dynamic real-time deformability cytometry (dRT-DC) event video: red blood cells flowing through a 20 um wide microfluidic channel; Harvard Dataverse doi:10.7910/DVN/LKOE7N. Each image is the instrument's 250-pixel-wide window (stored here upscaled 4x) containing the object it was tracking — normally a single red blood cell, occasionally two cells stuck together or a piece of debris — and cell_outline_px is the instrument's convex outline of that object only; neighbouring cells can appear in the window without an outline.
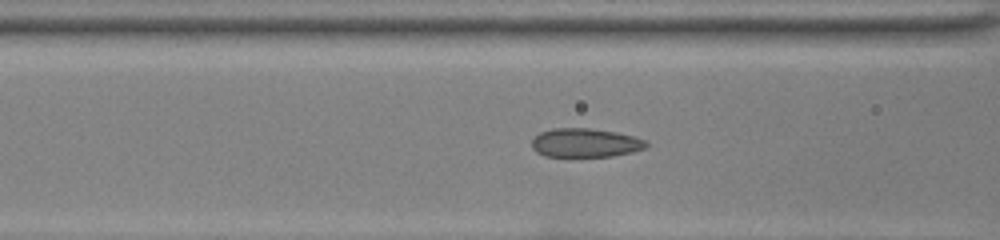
{"species": "common noctule bat (a hibernating species)", "species_latin": "Nyctalus noctula", "temperature_condition": "room temperature", "stored_images_in_passage": 41, "camera_frame_rate_fps": 3000, "um_per_image_px": 0.085, "animal": {"sex": "female", "body_mass_g": 22.0, "forearm_length_mm": 56.7}, "frame": {"image": 1, "passage_image": 17, "time_ms": 5.333, "image_size_px": [1000, 240], "cell_outline_px": [[648, 144], [644, 148], [632, 152], [612, 156], [544, 156], [536, 152], [532, 148], [532, 140], [540, 132], [552, 128], [588, 128], [616, 132], [632, 136], [644, 140]], "centroid_in_image_um": [49.71, 12.14], "position_along_channel_um": 116.9, "area_um2": 19.07}}
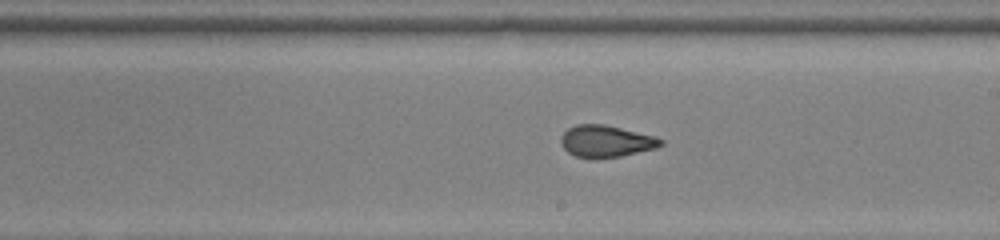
{"frame": {"image": 2, "passage_image": 26, "time_ms": 8.333, "image_size_px": [1000, 240], "cell_outline_px": [[664, 144], [656, 148], [620, 156], [596, 160], [576, 156], [568, 152], [564, 148], [560, 140], [560, 136], [568, 128], [576, 124], [604, 124], [656, 136], [664, 140]], "centroid_in_image_um": [51.51, 12.01], "position_along_channel_um": 237.5, "area_um2": 18.79}}
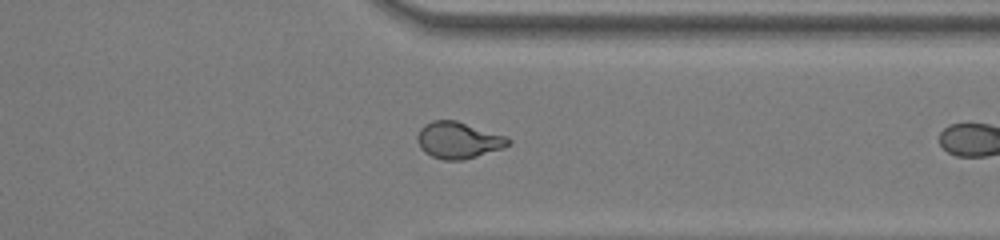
{"frame": {"image": 3, "passage_image": 36, "time_ms": 11.667, "image_size_px": [1000, 240], "cell_outline_px": [[512, 140], [504, 148], [464, 160], [444, 160], [432, 156], [424, 152], [420, 148], [416, 140], [416, 136], [420, 128], [424, 124], [432, 120], [456, 120], [504, 136]], "centroid_in_image_um": [38.91, 11.92], "position_along_channel_um": 372.5, "area_um2": 19.36}}